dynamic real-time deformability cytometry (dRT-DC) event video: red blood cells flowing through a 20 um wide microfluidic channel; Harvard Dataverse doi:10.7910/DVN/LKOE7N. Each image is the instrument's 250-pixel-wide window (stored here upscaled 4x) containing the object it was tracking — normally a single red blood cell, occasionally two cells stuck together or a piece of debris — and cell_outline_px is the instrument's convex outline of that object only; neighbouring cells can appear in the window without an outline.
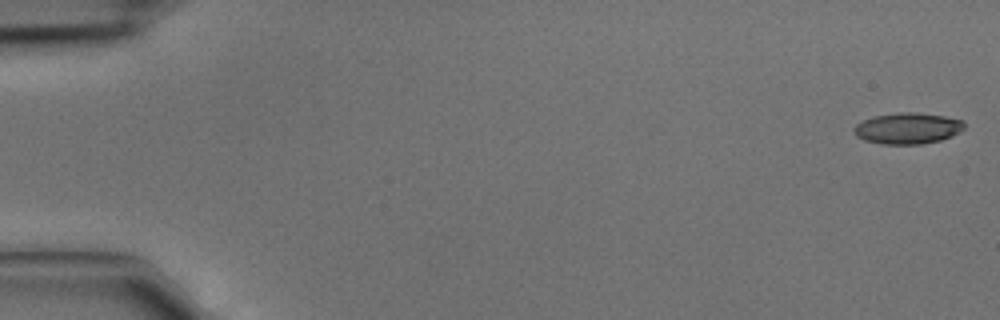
{"species": "common noctule bat (a hibernating species)", "species_latin": "Nyctalus noctula", "temperature_condition": "cold", "stored_images_in_passage": 4, "camera_frame_rate_fps": 3000, "um_per_image_px": 0.085, "animal": {"sex": "male", "body_mass_g": 15.6}, "frame": {"image": 1, "passage_image": 1, "time_ms": 0.0, "image_size_px": [1000, 320], "cell_outline_px": [[964, 128], [960, 132], [952, 136], [940, 140], [920, 144], [880, 144], [864, 140], [856, 136], [852, 128], [856, 124], [872, 116], [900, 112], [916, 112], [944, 116], [964, 120]], "centroid_in_image_um": [77.14, 10.9], "position_along_channel_um": 7.9, "area_um2": 20.17}}
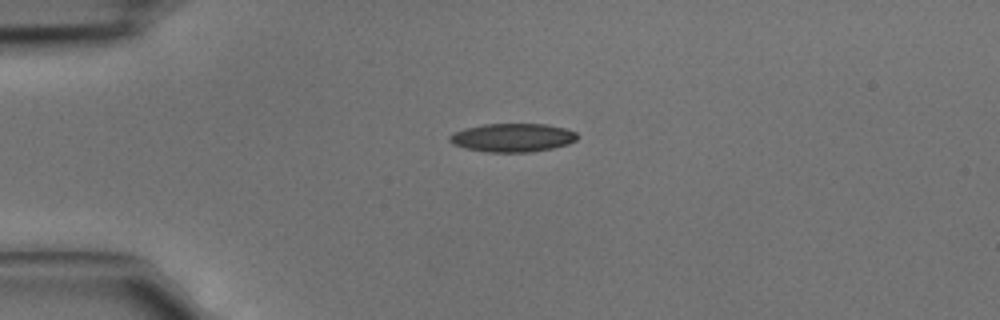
{"frame": {"image": 2, "passage_image": 3, "time_ms": 0.667, "image_size_px": [1000, 320], "cell_outline_px": [[580, 136], [576, 140], [568, 144], [552, 148], [532, 152], [488, 152], [464, 148], [452, 144], [448, 140], [448, 136], [452, 132], [464, 128], [484, 124], [548, 124], [564, 128], [576, 132]], "centroid_in_image_um": [43.55, 11.7], "position_along_channel_um": 41.5, "area_um2": 21.44}}